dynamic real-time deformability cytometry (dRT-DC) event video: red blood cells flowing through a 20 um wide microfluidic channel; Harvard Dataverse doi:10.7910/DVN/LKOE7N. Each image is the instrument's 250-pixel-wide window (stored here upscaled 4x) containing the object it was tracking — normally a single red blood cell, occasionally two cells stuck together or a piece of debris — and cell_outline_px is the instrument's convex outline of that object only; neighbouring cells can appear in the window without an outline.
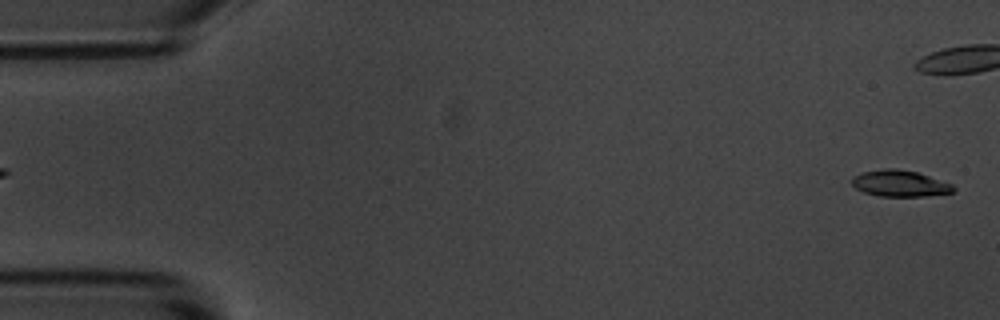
{"species": "common noctule bat (a hibernating species)", "species_latin": "Nyctalus noctula", "temperature_condition": "room temperature", "stored_images_in_passage": 4, "segment_of_instrument_passage": [2, 2], "camera_frame_rate_fps": 3000, "um_per_image_px": 0.085, "animal": {"sex": "male", "body_mass_g": 20.1, "forearm_length_mm": 53.5}, "frame": {"image": 1, "passage_image": 4, "time_ms": 4.333, "image_size_px": [1000, 320], "cell_outline_px": [[956, 192], [924, 196], [880, 196], [864, 192], [856, 188], [852, 184], [852, 176], [860, 172], [884, 168], [896, 168], [916, 172], [952, 184], [956, 188]], "centroid_in_image_um": [76.48, 15.59], "position_along_channel_um": 8.5, "area_um2": 15.61}}